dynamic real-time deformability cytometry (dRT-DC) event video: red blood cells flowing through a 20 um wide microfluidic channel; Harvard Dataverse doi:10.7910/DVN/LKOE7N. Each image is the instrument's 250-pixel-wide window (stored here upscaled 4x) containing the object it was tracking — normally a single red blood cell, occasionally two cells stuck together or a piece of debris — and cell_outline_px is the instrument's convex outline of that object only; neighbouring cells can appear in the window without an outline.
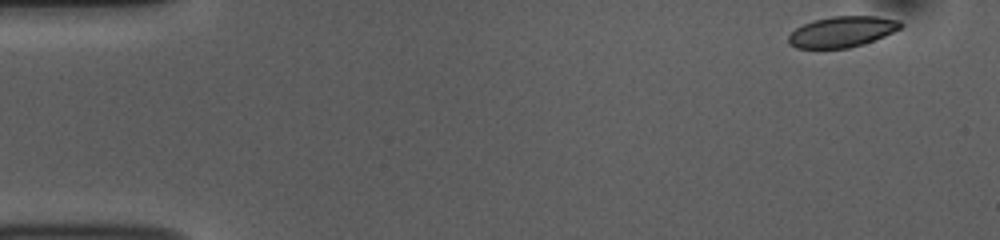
{"species": "common noctule bat (a hibernating species)", "species_latin": "Nyctalus noctula", "temperature_condition": "room temperature", "stored_images_in_passage": 51, "camera_frame_rate_fps": 3000, "um_per_image_px": 0.085, "animal": {"sex": "female", "body_mass_g": 10.0, "forearm_length_mm": 53.1}, "frame": {"image": 1, "passage_image": 1, "time_ms": 0.0, "image_size_px": [1000, 240], "cell_outline_px": [[904, 24], [900, 28], [884, 36], [864, 44], [848, 48], [796, 48], [788, 44], [788, 36], [796, 28], [812, 20], [832, 16], [876, 16], [900, 20]], "centroid_in_image_um": [71.57, 2.69], "position_along_channel_um": 13.4, "area_um2": 20.17}}
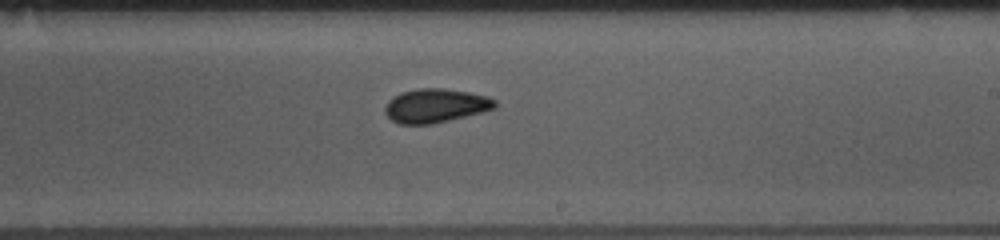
{"frame": {"image": 2, "passage_image": 29, "time_ms": 9.333, "image_size_px": [1000, 240], "cell_outline_px": [[496, 108], [432, 124], [400, 124], [392, 120], [384, 112], [384, 108], [388, 100], [400, 92], [416, 88], [444, 88], [468, 92], [484, 96], [496, 100]], "centroid_in_image_um": [36.97, 8.97], "position_along_channel_um": 252.0, "area_um2": 21.56}}
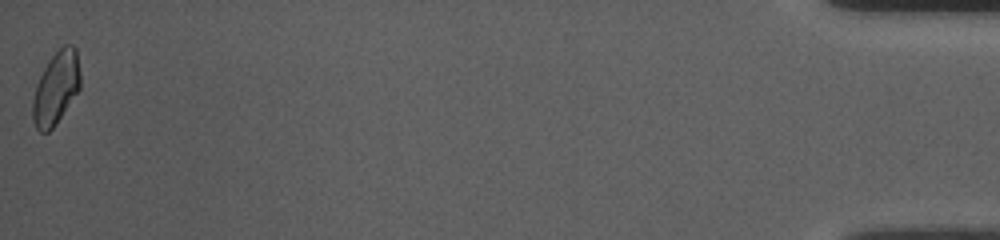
{"frame": {"image": 3, "passage_image": 51, "time_ms": 16.667, "image_size_px": [1000, 240], "cell_outline_px": [[80, 88], [56, 124], [48, 132], [40, 132], [36, 128], [32, 120], [32, 100], [36, 84], [44, 68], [52, 56], [64, 44], [72, 44], [76, 48], [80, 72]], "centroid_in_image_um": [4.75, 7.49], "position_along_channel_um": 430.4, "area_um2": 20.17}, "authors_computed_cell_mechanics": {"area_um2": 20.8658, "velocity_mm_per_s": 3.7368, "shape_relaxation_time_tau1_ms": 2.7059, "shape_relaxation_time_tau2_ms": 1.8397, "deformation_change_tau1": 0.0921, "deformation_change_tau2": 0.0452}}